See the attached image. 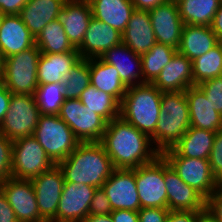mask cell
Returning a JSON list of instances; mask_svg holds the SVG:
<instances>
[{"mask_svg":"<svg viewBox=\"0 0 222 222\" xmlns=\"http://www.w3.org/2000/svg\"><path fill=\"white\" fill-rule=\"evenodd\" d=\"M114 168L134 169L152 162L160 153L150 137L121 117L113 119L100 141Z\"/></svg>","mask_w":222,"mask_h":222,"instance_id":"1","label":"cell"},{"mask_svg":"<svg viewBox=\"0 0 222 222\" xmlns=\"http://www.w3.org/2000/svg\"><path fill=\"white\" fill-rule=\"evenodd\" d=\"M57 165L65 182L84 183L96 188H101L115 169L100 142L80 143Z\"/></svg>","mask_w":222,"mask_h":222,"instance_id":"2","label":"cell"},{"mask_svg":"<svg viewBox=\"0 0 222 222\" xmlns=\"http://www.w3.org/2000/svg\"><path fill=\"white\" fill-rule=\"evenodd\" d=\"M161 94L152 83L128 87L120 103V117L151 137L161 113Z\"/></svg>","mask_w":222,"mask_h":222,"instance_id":"3","label":"cell"},{"mask_svg":"<svg viewBox=\"0 0 222 222\" xmlns=\"http://www.w3.org/2000/svg\"><path fill=\"white\" fill-rule=\"evenodd\" d=\"M190 127L188 100L185 91L162 92L161 113L150 137L154 148L161 154L171 149Z\"/></svg>","mask_w":222,"mask_h":222,"instance_id":"4","label":"cell"},{"mask_svg":"<svg viewBox=\"0 0 222 222\" xmlns=\"http://www.w3.org/2000/svg\"><path fill=\"white\" fill-rule=\"evenodd\" d=\"M41 52L36 45L3 59L0 82L12 93L34 95L37 88L38 61Z\"/></svg>","mask_w":222,"mask_h":222,"instance_id":"5","label":"cell"},{"mask_svg":"<svg viewBox=\"0 0 222 222\" xmlns=\"http://www.w3.org/2000/svg\"><path fill=\"white\" fill-rule=\"evenodd\" d=\"M57 165L80 144L71 128L58 115H40L32 135Z\"/></svg>","mask_w":222,"mask_h":222,"instance_id":"6","label":"cell"},{"mask_svg":"<svg viewBox=\"0 0 222 222\" xmlns=\"http://www.w3.org/2000/svg\"><path fill=\"white\" fill-rule=\"evenodd\" d=\"M40 115L34 95L12 94L8 111L0 124V134L12 141L30 137Z\"/></svg>","mask_w":222,"mask_h":222,"instance_id":"7","label":"cell"},{"mask_svg":"<svg viewBox=\"0 0 222 222\" xmlns=\"http://www.w3.org/2000/svg\"><path fill=\"white\" fill-rule=\"evenodd\" d=\"M58 116L80 143L100 142L108 124L103 117L84 106L79 98L65 99Z\"/></svg>","mask_w":222,"mask_h":222,"instance_id":"8","label":"cell"},{"mask_svg":"<svg viewBox=\"0 0 222 222\" xmlns=\"http://www.w3.org/2000/svg\"><path fill=\"white\" fill-rule=\"evenodd\" d=\"M54 165L33 136L13 141L12 178L31 180Z\"/></svg>","mask_w":222,"mask_h":222,"instance_id":"9","label":"cell"},{"mask_svg":"<svg viewBox=\"0 0 222 222\" xmlns=\"http://www.w3.org/2000/svg\"><path fill=\"white\" fill-rule=\"evenodd\" d=\"M135 181L141 208H167L164 182V157L135 168Z\"/></svg>","mask_w":222,"mask_h":222,"instance_id":"10","label":"cell"},{"mask_svg":"<svg viewBox=\"0 0 222 222\" xmlns=\"http://www.w3.org/2000/svg\"><path fill=\"white\" fill-rule=\"evenodd\" d=\"M183 182L198 191L206 200L219 189L209 159L164 157Z\"/></svg>","mask_w":222,"mask_h":222,"instance_id":"11","label":"cell"},{"mask_svg":"<svg viewBox=\"0 0 222 222\" xmlns=\"http://www.w3.org/2000/svg\"><path fill=\"white\" fill-rule=\"evenodd\" d=\"M40 216L46 222H56V214L64 187V176L58 165L31 179Z\"/></svg>","mask_w":222,"mask_h":222,"instance_id":"12","label":"cell"},{"mask_svg":"<svg viewBox=\"0 0 222 222\" xmlns=\"http://www.w3.org/2000/svg\"><path fill=\"white\" fill-rule=\"evenodd\" d=\"M19 222H46L39 213L31 180L8 178L0 184Z\"/></svg>","mask_w":222,"mask_h":222,"instance_id":"13","label":"cell"},{"mask_svg":"<svg viewBox=\"0 0 222 222\" xmlns=\"http://www.w3.org/2000/svg\"><path fill=\"white\" fill-rule=\"evenodd\" d=\"M112 210L139 211L140 201L135 181V168H115L102 185Z\"/></svg>","mask_w":222,"mask_h":222,"instance_id":"14","label":"cell"},{"mask_svg":"<svg viewBox=\"0 0 222 222\" xmlns=\"http://www.w3.org/2000/svg\"><path fill=\"white\" fill-rule=\"evenodd\" d=\"M96 187L84 183L65 182L58 204L56 222H82L89 215V208Z\"/></svg>","mask_w":222,"mask_h":222,"instance_id":"15","label":"cell"},{"mask_svg":"<svg viewBox=\"0 0 222 222\" xmlns=\"http://www.w3.org/2000/svg\"><path fill=\"white\" fill-rule=\"evenodd\" d=\"M164 182L167 190V208L171 211H203L207 200L182 181L164 158Z\"/></svg>","mask_w":222,"mask_h":222,"instance_id":"16","label":"cell"},{"mask_svg":"<svg viewBox=\"0 0 222 222\" xmlns=\"http://www.w3.org/2000/svg\"><path fill=\"white\" fill-rule=\"evenodd\" d=\"M157 43L178 49L184 26L175 2H166L149 11Z\"/></svg>","mask_w":222,"mask_h":222,"instance_id":"17","label":"cell"},{"mask_svg":"<svg viewBox=\"0 0 222 222\" xmlns=\"http://www.w3.org/2000/svg\"><path fill=\"white\" fill-rule=\"evenodd\" d=\"M121 43V32L92 16L84 39L77 50L81 58H98L108 49Z\"/></svg>","mask_w":222,"mask_h":222,"instance_id":"18","label":"cell"},{"mask_svg":"<svg viewBox=\"0 0 222 222\" xmlns=\"http://www.w3.org/2000/svg\"><path fill=\"white\" fill-rule=\"evenodd\" d=\"M91 18L90 3L80 0H67L58 13L57 20L63 25L69 41L76 49L84 39Z\"/></svg>","mask_w":222,"mask_h":222,"instance_id":"19","label":"cell"},{"mask_svg":"<svg viewBox=\"0 0 222 222\" xmlns=\"http://www.w3.org/2000/svg\"><path fill=\"white\" fill-rule=\"evenodd\" d=\"M215 133L190 126L181 139L171 149L162 152L161 155L163 157L209 159Z\"/></svg>","mask_w":222,"mask_h":222,"instance_id":"20","label":"cell"},{"mask_svg":"<svg viewBox=\"0 0 222 222\" xmlns=\"http://www.w3.org/2000/svg\"><path fill=\"white\" fill-rule=\"evenodd\" d=\"M35 45V37L19 15H5L0 27V54L7 58Z\"/></svg>","mask_w":222,"mask_h":222,"instance_id":"21","label":"cell"},{"mask_svg":"<svg viewBox=\"0 0 222 222\" xmlns=\"http://www.w3.org/2000/svg\"><path fill=\"white\" fill-rule=\"evenodd\" d=\"M100 58L117 69L127 88L143 83L141 55L134 53L125 44L108 49Z\"/></svg>","mask_w":222,"mask_h":222,"instance_id":"22","label":"cell"},{"mask_svg":"<svg viewBox=\"0 0 222 222\" xmlns=\"http://www.w3.org/2000/svg\"><path fill=\"white\" fill-rule=\"evenodd\" d=\"M161 92H181L193 86L192 61L178 51L152 83Z\"/></svg>","mask_w":222,"mask_h":222,"instance_id":"23","label":"cell"},{"mask_svg":"<svg viewBox=\"0 0 222 222\" xmlns=\"http://www.w3.org/2000/svg\"><path fill=\"white\" fill-rule=\"evenodd\" d=\"M122 43L139 55L148 52L157 43L149 11L135 9L132 12L122 33Z\"/></svg>","mask_w":222,"mask_h":222,"instance_id":"24","label":"cell"},{"mask_svg":"<svg viewBox=\"0 0 222 222\" xmlns=\"http://www.w3.org/2000/svg\"><path fill=\"white\" fill-rule=\"evenodd\" d=\"M188 100L190 126L217 132L222 129V115L213 110L204 92L197 86L185 90Z\"/></svg>","mask_w":222,"mask_h":222,"instance_id":"25","label":"cell"},{"mask_svg":"<svg viewBox=\"0 0 222 222\" xmlns=\"http://www.w3.org/2000/svg\"><path fill=\"white\" fill-rule=\"evenodd\" d=\"M67 0H28L18 14L36 38L42 29L58 17Z\"/></svg>","mask_w":222,"mask_h":222,"instance_id":"26","label":"cell"},{"mask_svg":"<svg viewBox=\"0 0 222 222\" xmlns=\"http://www.w3.org/2000/svg\"><path fill=\"white\" fill-rule=\"evenodd\" d=\"M218 43L219 39L210 26L185 24L182 28L181 41L177 51L193 61Z\"/></svg>","mask_w":222,"mask_h":222,"instance_id":"27","label":"cell"},{"mask_svg":"<svg viewBox=\"0 0 222 222\" xmlns=\"http://www.w3.org/2000/svg\"><path fill=\"white\" fill-rule=\"evenodd\" d=\"M81 59L79 52L41 54L38 61V84L59 83Z\"/></svg>","mask_w":222,"mask_h":222,"instance_id":"28","label":"cell"},{"mask_svg":"<svg viewBox=\"0 0 222 222\" xmlns=\"http://www.w3.org/2000/svg\"><path fill=\"white\" fill-rule=\"evenodd\" d=\"M90 84L100 91L112 95L121 103L127 87L120 79L117 69L104 62L100 57L89 59Z\"/></svg>","mask_w":222,"mask_h":222,"instance_id":"29","label":"cell"},{"mask_svg":"<svg viewBox=\"0 0 222 222\" xmlns=\"http://www.w3.org/2000/svg\"><path fill=\"white\" fill-rule=\"evenodd\" d=\"M92 16L123 33L135 10L130 0H92Z\"/></svg>","mask_w":222,"mask_h":222,"instance_id":"30","label":"cell"},{"mask_svg":"<svg viewBox=\"0 0 222 222\" xmlns=\"http://www.w3.org/2000/svg\"><path fill=\"white\" fill-rule=\"evenodd\" d=\"M41 54L78 52L69 41L63 25L56 19L48 23L35 38Z\"/></svg>","mask_w":222,"mask_h":222,"instance_id":"31","label":"cell"},{"mask_svg":"<svg viewBox=\"0 0 222 222\" xmlns=\"http://www.w3.org/2000/svg\"><path fill=\"white\" fill-rule=\"evenodd\" d=\"M177 5L184 25L210 26L219 8L220 1L180 0Z\"/></svg>","mask_w":222,"mask_h":222,"instance_id":"32","label":"cell"},{"mask_svg":"<svg viewBox=\"0 0 222 222\" xmlns=\"http://www.w3.org/2000/svg\"><path fill=\"white\" fill-rule=\"evenodd\" d=\"M84 106L103 117L108 123L120 117V103L110 94L89 85L79 97Z\"/></svg>","mask_w":222,"mask_h":222,"instance_id":"33","label":"cell"},{"mask_svg":"<svg viewBox=\"0 0 222 222\" xmlns=\"http://www.w3.org/2000/svg\"><path fill=\"white\" fill-rule=\"evenodd\" d=\"M176 52L175 48L156 43L148 52L142 54L143 83H153Z\"/></svg>","mask_w":222,"mask_h":222,"instance_id":"34","label":"cell"},{"mask_svg":"<svg viewBox=\"0 0 222 222\" xmlns=\"http://www.w3.org/2000/svg\"><path fill=\"white\" fill-rule=\"evenodd\" d=\"M193 85L222 76V48L218 43L192 61Z\"/></svg>","mask_w":222,"mask_h":222,"instance_id":"35","label":"cell"},{"mask_svg":"<svg viewBox=\"0 0 222 222\" xmlns=\"http://www.w3.org/2000/svg\"><path fill=\"white\" fill-rule=\"evenodd\" d=\"M64 84H39L34 92L36 105L41 115H58L65 101Z\"/></svg>","mask_w":222,"mask_h":222,"instance_id":"36","label":"cell"},{"mask_svg":"<svg viewBox=\"0 0 222 222\" xmlns=\"http://www.w3.org/2000/svg\"><path fill=\"white\" fill-rule=\"evenodd\" d=\"M65 99L79 98L90 85L89 59L81 58L64 77Z\"/></svg>","mask_w":222,"mask_h":222,"instance_id":"37","label":"cell"},{"mask_svg":"<svg viewBox=\"0 0 222 222\" xmlns=\"http://www.w3.org/2000/svg\"><path fill=\"white\" fill-rule=\"evenodd\" d=\"M197 86L204 92L213 110L222 115V76L204 81Z\"/></svg>","mask_w":222,"mask_h":222,"instance_id":"38","label":"cell"},{"mask_svg":"<svg viewBox=\"0 0 222 222\" xmlns=\"http://www.w3.org/2000/svg\"><path fill=\"white\" fill-rule=\"evenodd\" d=\"M13 141L0 134V184L12 176Z\"/></svg>","mask_w":222,"mask_h":222,"instance_id":"39","label":"cell"},{"mask_svg":"<svg viewBox=\"0 0 222 222\" xmlns=\"http://www.w3.org/2000/svg\"><path fill=\"white\" fill-rule=\"evenodd\" d=\"M209 163L214 176L219 181L222 178V129L215 133Z\"/></svg>","mask_w":222,"mask_h":222,"instance_id":"40","label":"cell"},{"mask_svg":"<svg viewBox=\"0 0 222 222\" xmlns=\"http://www.w3.org/2000/svg\"><path fill=\"white\" fill-rule=\"evenodd\" d=\"M112 211L110 200L106 196L103 188H96L91 200L89 214L108 215L111 214Z\"/></svg>","mask_w":222,"mask_h":222,"instance_id":"41","label":"cell"},{"mask_svg":"<svg viewBox=\"0 0 222 222\" xmlns=\"http://www.w3.org/2000/svg\"><path fill=\"white\" fill-rule=\"evenodd\" d=\"M168 213V208H141L139 222H166Z\"/></svg>","mask_w":222,"mask_h":222,"instance_id":"42","label":"cell"},{"mask_svg":"<svg viewBox=\"0 0 222 222\" xmlns=\"http://www.w3.org/2000/svg\"><path fill=\"white\" fill-rule=\"evenodd\" d=\"M206 209L222 222V191L220 189L207 200Z\"/></svg>","mask_w":222,"mask_h":222,"instance_id":"43","label":"cell"},{"mask_svg":"<svg viewBox=\"0 0 222 222\" xmlns=\"http://www.w3.org/2000/svg\"><path fill=\"white\" fill-rule=\"evenodd\" d=\"M199 211H171L167 215L166 222H198Z\"/></svg>","mask_w":222,"mask_h":222,"instance_id":"44","label":"cell"},{"mask_svg":"<svg viewBox=\"0 0 222 222\" xmlns=\"http://www.w3.org/2000/svg\"><path fill=\"white\" fill-rule=\"evenodd\" d=\"M0 222H19L11 208L9 202L7 201L4 193L0 189Z\"/></svg>","mask_w":222,"mask_h":222,"instance_id":"45","label":"cell"},{"mask_svg":"<svg viewBox=\"0 0 222 222\" xmlns=\"http://www.w3.org/2000/svg\"><path fill=\"white\" fill-rule=\"evenodd\" d=\"M28 0H0V11L5 15H18Z\"/></svg>","mask_w":222,"mask_h":222,"instance_id":"46","label":"cell"},{"mask_svg":"<svg viewBox=\"0 0 222 222\" xmlns=\"http://www.w3.org/2000/svg\"><path fill=\"white\" fill-rule=\"evenodd\" d=\"M110 215L113 222H139L138 211L113 210Z\"/></svg>","mask_w":222,"mask_h":222,"instance_id":"47","label":"cell"},{"mask_svg":"<svg viewBox=\"0 0 222 222\" xmlns=\"http://www.w3.org/2000/svg\"><path fill=\"white\" fill-rule=\"evenodd\" d=\"M12 93L0 82V124L8 111Z\"/></svg>","mask_w":222,"mask_h":222,"instance_id":"48","label":"cell"},{"mask_svg":"<svg viewBox=\"0 0 222 222\" xmlns=\"http://www.w3.org/2000/svg\"><path fill=\"white\" fill-rule=\"evenodd\" d=\"M136 10L150 11L168 0H130Z\"/></svg>","mask_w":222,"mask_h":222,"instance_id":"49","label":"cell"},{"mask_svg":"<svg viewBox=\"0 0 222 222\" xmlns=\"http://www.w3.org/2000/svg\"><path fill=\"white\" fill-rule=\"evenodd\" d=\"M210 28L219 40L222 39V2H220L219 8L213 17Z\"/></svg>","mask_w":222,"mask_h":222,"instance_id":"50","label":"cell"},{"mask_svg":"<svg viewBox=\"0 0 222 222\" xmlns=\"http://www.w3.org/2000/svg\"><path fill=\"white\" fill-rule=\"evenodd\" d=\"M82 222H113L111 215H94L89 214Z\"/></svg>","mask_w":222,"mask_h":222,"instance_id":"51","label":"cell"},{"mask_svg":"<svg viewBox=\"0 0 222 222\" xmlns=\"http://www.w3.org/2000/svg\"><path fill=\"white\" fill-rule=\"evenodd\" d=\"M198 222H220L215 216H213L207 209L199 211Z\"/></svg>","mask_w":222,"mask_h":222,"instance_id":"52","label":"cell"},{"mask_svg":"<svg viewBox=\"0 0 222 222\" xmlns=\"http://www.w3.org/2000/svg\"><path fill=\"white\" fill-rule=\"evenodd\" d=\"M2 67H3V58L0 54V80H1V76H2Z\"/></svg>","mask_w":222,"mask_h":222,"instance_id":"53","label":"cell"},{"mask_svg":"<svg viewBox=\"0 0 222 222\" xmlns=\"http://www.w3.org/2000/svg\"><path fill=\"white\" fill-rule=\"evenodd\" d=\"M4 17H5V14L0 11V27H1V25H2V22H3Z\"/></svg>","mask_w":222,"mask_h":222,"instance_id":"54","label":"cell"},{"mask_svg":"<svg viewBox=\"0 0 222 222\" xmlns=\"http://www.w3.org/2000/svg\"><path fill=\"white\" fill-rule=\"evenodd\" d=\"M180 0H168V2H175L178 3Z\"/></svg>","mask_w":222,"mask_h":222,"instance_id":"55","label":"cell"},{"mask_svg":"<svg viewBox=\"0 0 222 222\" xmlns=\"http://www.w3.org/2000/svg\"><path fill=\"white\" fill-rule=\"evenodd\" d=\"M219 187H222V178L219 180Z\"/></svg>","mask_w":222,"mask_h":222,"instance_id":"56","label":"cell"},{"mask_svg":"<svg viewBox=\"0 0 222 222\" xmlns=\"http://www.w3.org/2000/svg\"><path fill=\"white\" fill-rule=\"evenodd\" d=\"M219 44H220V46L222 48V39L219 40Z\"/></svg>","mask_w":222,"mask_h":222,"instance_id":"57","label":"cell"},{"mask_svg":"<svg viewBox=\"0 0 222 222\" xmlns=\"http://www.w3.org/2000/svg\"><path fill=\"white\" fill-rule=\"evenodd\" d=\"M83 1H84V2H88V3H89V2H90V1H92V0H83Z\"/></svg>","mask_w":222,"mask_h":222,"instance_id":"58","label":"cell"}]
</instances>
